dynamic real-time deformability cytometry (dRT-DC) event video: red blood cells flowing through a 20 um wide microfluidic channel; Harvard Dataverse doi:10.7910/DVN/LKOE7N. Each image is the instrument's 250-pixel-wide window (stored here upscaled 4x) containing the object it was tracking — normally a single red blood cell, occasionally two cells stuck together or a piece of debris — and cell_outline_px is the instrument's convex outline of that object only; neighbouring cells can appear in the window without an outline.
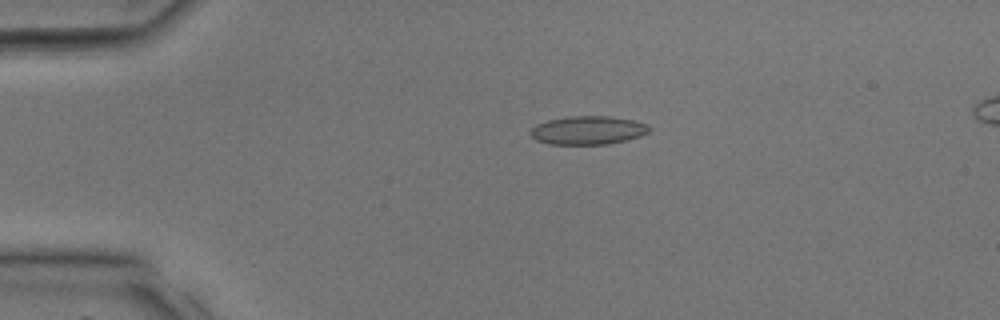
{"species": "common noctule bat (a hibernating species)", "species_latin": "Nyctalus noctula", "temperature_condition": "room temperature", "stored_images_in_passage": 35, "camera_frame_rate_fps": 3000, "um_per_image_px": 0.085, "animal": {"sex": "male", "body_mass_g": 17.9, "forearm_length_mm": 54.2}, "frame": {"image": 1, "passage_image": 8, "time_ms": 2.333, "image_size_px": [1000, 320], "cell_outline_px": [[652, 128], [648, 132], [640, 136], [608, 144], [548, 144], [536, 140], [528, 132], [536, 124], [548, 120], [568, 116], [612, 116], [632, 120], [648, 124]], "centroid_in_image_um": [49.96, 11.06], "position_along_channel_um": 35.0, "area_um2": 19.77}}
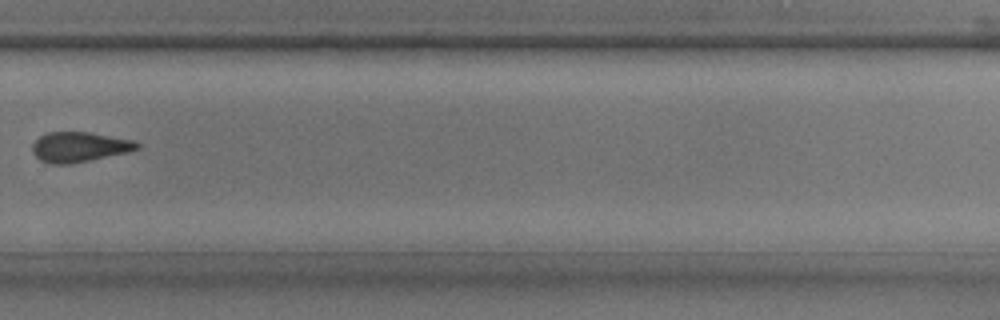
{"frame": {"image": 2, "passage_image": 25, "time_ms": 8.0, "image_size_px": [1000, 320], "cell_outline_px": [[140, 148], [128, 152], [72, 164], [48, 164], [40, 160], [32, 152], [32, 144], [40, 136], [48, 132], [88, 132], [136, 140], [140, 144]], "centroid_in_image_um": [6.76, 12.5], "position_along_channel_um": 323.0, "area_um2": 18.5}}
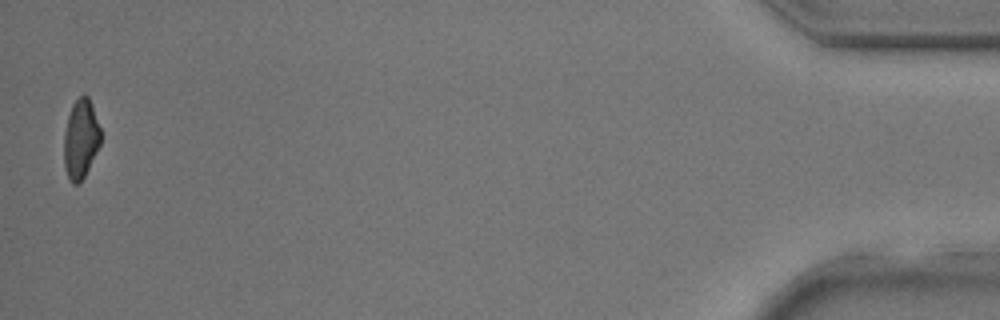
{"frame": {"image": 3, "passage_image": 35, "time_ms": 11.333, "image_size_px": [1000, 320], "cell_outline_px": [[100, 144], [84, 176], [76, 184], [72, 184], [64, 168], [64, 132], [68, 116], [72, 104], [84, 92], [88, 96], [100, 128]], "centroid_in_image_um": [6.84, 11.79], "position_along_channel_um": 428.4, "area_um2": 16.7}}